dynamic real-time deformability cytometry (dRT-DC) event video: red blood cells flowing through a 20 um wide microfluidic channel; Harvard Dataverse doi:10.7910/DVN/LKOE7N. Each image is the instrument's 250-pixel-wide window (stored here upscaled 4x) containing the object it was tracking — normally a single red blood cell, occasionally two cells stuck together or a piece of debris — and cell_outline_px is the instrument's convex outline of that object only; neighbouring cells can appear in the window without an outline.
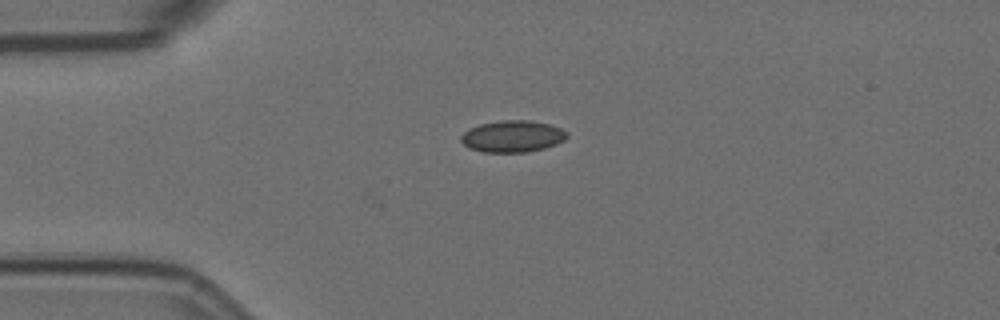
{"species": "Egyptian fruit bat (a non-hibernating species)", "species_latin": "Rousettus aegyptiacus", "temperature_condition": "room temperature", "stored_images_in_passage": 6, "camera_frame_rate_fps": 3000, "um_per_image_px": 0.085, "animal": {"sex": "female"}, "frame": {"image": 1, "passage_image": 6, "time_ms": 5.667, "image_size_px": [1000, 320], "cell_outline_px": [[568, 136], [564, 140], [556, 144], [544, 148], [524, 152], [484, 152], [468, 148], [460, 140], [460, 136], [468, 128], [480, 124], [500, 120], [528, 120], [552, 124], [568, 132]], "centroid_in_image_um": [43.56, 11.58], "position_along_channel_um": 41.4, "area_um2": 19.71}}